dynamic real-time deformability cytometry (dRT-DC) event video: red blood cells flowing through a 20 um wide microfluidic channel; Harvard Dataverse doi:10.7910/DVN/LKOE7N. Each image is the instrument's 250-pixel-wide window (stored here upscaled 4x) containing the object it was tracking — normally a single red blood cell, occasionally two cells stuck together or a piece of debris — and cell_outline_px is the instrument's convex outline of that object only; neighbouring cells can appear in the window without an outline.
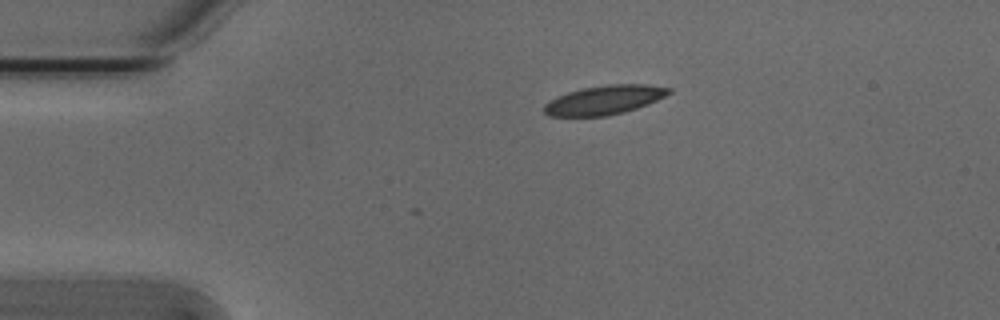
{"species": "Egyptian fruit bat (a non-hibernating species)", "species_latin": "Rousettus aegyptiacus", "temperature_condition": "cold", "stored_images_in_passage": 3, "camera_frame_rate_fps": 3000, "um_per_image_px": 0.085, "animal": {"sex": "male"}, "frame": {"image": 1, "passage_image": 1, "time_ms": 0.0, "image_size_px": [1000, 320], "cell_outline_px": [[672, 92], [648, 104], [624, 112], [608, 116], [548, 116], [544, 112], [544, 104], [556, 96], [580, 88], [608, 84], [648, 84], [672, 88]], "centroid_in_image_um": [51.36, 8.49], "position_along_channel_um": 33.6, "area_um2": 21.27}}